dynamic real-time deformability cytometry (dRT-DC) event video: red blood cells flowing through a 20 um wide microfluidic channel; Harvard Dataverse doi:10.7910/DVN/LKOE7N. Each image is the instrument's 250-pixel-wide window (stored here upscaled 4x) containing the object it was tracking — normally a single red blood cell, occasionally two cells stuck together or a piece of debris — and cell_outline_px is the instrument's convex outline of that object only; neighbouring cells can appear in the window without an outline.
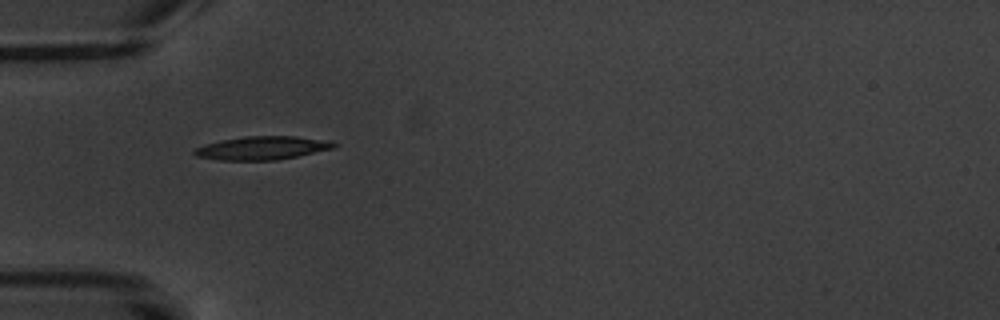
{"species": "common noctule bat (a hibernating species)", "species_latin": "Nyctalus noctula", "temperature_condition": "warm", "stored_images_in_passage": 9, "camera_frame_rate_fps": 3000, "um_per_image_px": 0.085, "animal": {"sex": "male", "body_mass_g": 20.1, "forearm_length_mm": 53.5}, "frame": {"image": 1, "passage_image": 6, "time_ms": 5.667, "image_size_px": [1000, 320], "cell_outline_px": [[336, 148], [276, 160], [220, 160], [196, 156], [192, 152], [196, 148], [220, 140], [244, 136], [296, 136], [332, 140], [336, 144]], "centroid_in_image_um": [22.34, 12.57], "position_along_channel_um": 62.7, "area_um2": 19.02}}
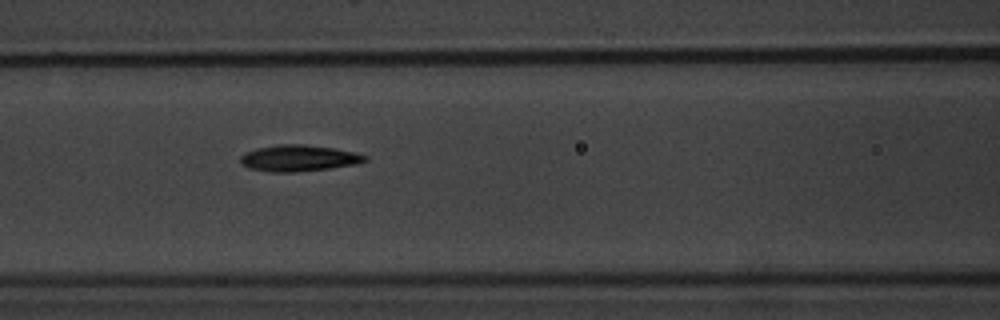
{"frame": {"image": 2, "passage_image": 8, "time_ms": 8.0, "image_size_px": [1000, 320], "cell_outline_px": [[368, 160], [356, 164], [332, 168], [296, 172], [268, 172], [248, 168], [240, 164], [240, 156], [244, 152], [256, 148], [276, 144], [304, 144], [332, 148], [352, 152], [368, 156]], "centroid_in_image_um": [25.33, 13.45], "position_along_channel_um": 141.3, "area_um2": 19.31}}
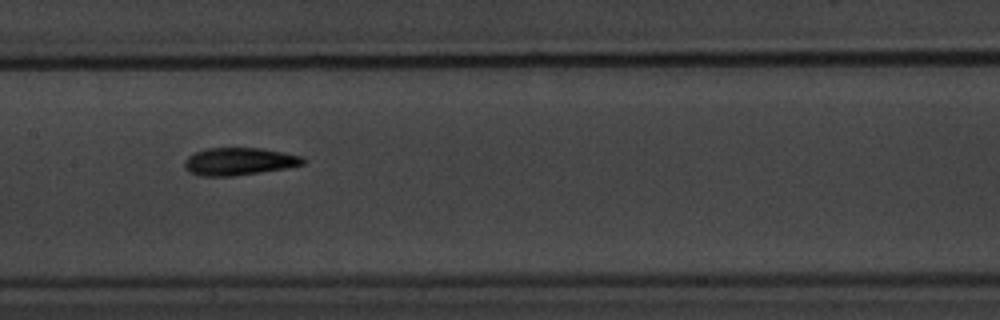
{"frame": {"image": 3, "passage_image": 9, "time_ms": 9.333, "image_size_px": [1000, 320], "cell_outline_px": [[304, 164], [284, 168], [260, 172], [232, 176], [200, 176], [188, 172], [184, 168], [184, 160], [188, 156], [196, 152], [208, 148], [260, 148], [284, 152], [300, 156], [304, 160]], "centroid_in_image_um": [20.26, 13.72], "position_along_channel_um": 187.1, "area_um2": 18.9}}